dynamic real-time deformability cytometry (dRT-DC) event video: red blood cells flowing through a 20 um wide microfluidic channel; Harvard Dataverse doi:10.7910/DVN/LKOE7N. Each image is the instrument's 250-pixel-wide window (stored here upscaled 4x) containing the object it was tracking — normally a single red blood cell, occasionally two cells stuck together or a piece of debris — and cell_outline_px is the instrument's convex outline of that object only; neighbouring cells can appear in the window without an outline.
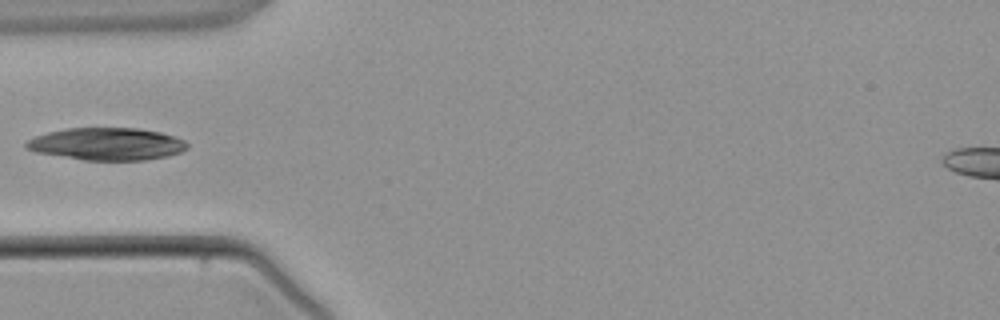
{"species": "common noctule bat (a hibernating species)", "species_latin": "Nyctalus noctula", "temperature_condition": "warm", "stored_images_in_passage": 4, "camera_frame_rate_fps": 3000, "um_per_image_px": 0.085, "animal": {"sex": "male", "body_mass_g": 21.5, "forearm_length_mm": 52.0}, "frame": {"image": 1, "passage_image": 4, "time_ms": 3.667, "image_size_px": [1000, 320], "cell_outline_px": [[188, 148], [180, 152], [168, 156], [144, 160], [84, 160], [36, 152], [24, 148], [24, 144], [28, 140], [36, 136], [48, 132], [68, 128], [140, 128], [160, 132], [176, 136], [184, 140], [188, 144]], "centroid_in_image_um": [9.1, 12.23], "position_along_channel_um": 75.9, "area_um2": 30.46}}